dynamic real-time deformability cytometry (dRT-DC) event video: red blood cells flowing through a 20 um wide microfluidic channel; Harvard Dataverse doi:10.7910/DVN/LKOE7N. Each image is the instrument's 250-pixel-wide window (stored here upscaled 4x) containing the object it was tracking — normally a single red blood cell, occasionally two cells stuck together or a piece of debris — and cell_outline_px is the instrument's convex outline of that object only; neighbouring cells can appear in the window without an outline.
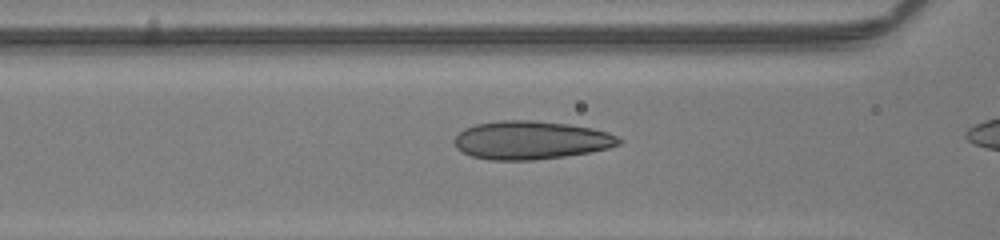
{"species": "human", "species_latin": "Homo sapiens", "temperature_condition": "room temperature", "stored_images_in_passage": 25, "camera_frame_rate_fps": 3000, "um_per_image_px": 0.085, "donor": {"sex": "male"}, "frame": {"image": 1, "passage_image": 23, "time_ms": 7.333, "image_size_px": [1000, 240], "cell_outline_px": [[624, 140], [620, 144], [608, 148], [588, 152], [564, 156], [536, 160], [488, 160], [472, 156], [456, 148], [452, 140], [464, 128], [476, 124], [500, 120], [532, 120], [568, 124], [592, 128], [608, 132]], "centroid_in_image_um": [45.11, 11.91], "position_along_channel_um": 121.5, "area_um2": 36.82}}